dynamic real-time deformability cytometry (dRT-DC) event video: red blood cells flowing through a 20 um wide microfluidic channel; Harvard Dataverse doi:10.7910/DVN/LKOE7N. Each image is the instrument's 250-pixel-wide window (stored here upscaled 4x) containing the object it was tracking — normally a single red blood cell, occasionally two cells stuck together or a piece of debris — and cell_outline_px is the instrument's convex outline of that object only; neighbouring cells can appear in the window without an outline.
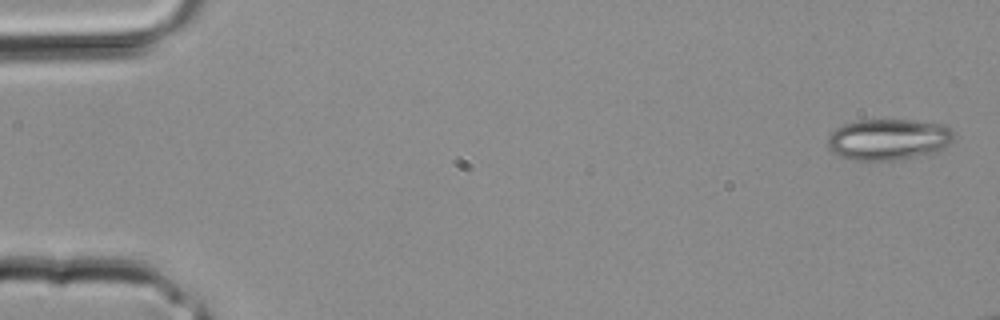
{"species": "common noctule bat (a hibernating species)", "species_latin": "Nyctalus noctula", "temperature_condition": "room temperature", "stored_images_in_passage": 9, "camera_frame_rate_fps": 3000, "um_per_image_px": 0.085, "animal": {"sex": "male", "body_mass_g": 20.4}, "frame": {"image": 1, "passage_image": 1, "time_ms": 0.0, "image_size_px": [1000, 320], "cell_outline_px": [[956, 136], [952, 144], [936, 152], [892, 160], [856, 160], [840, 156], [832, 152], [828, 148], [828, 136], [836, 128], [844, 124], [860, 120], [912, 120], [944, 124], [952, 128]], "centroid_in_image_um": [75.57, 11.84], "position_along_channel_um": 9.4, "area_um2": 30.46}}